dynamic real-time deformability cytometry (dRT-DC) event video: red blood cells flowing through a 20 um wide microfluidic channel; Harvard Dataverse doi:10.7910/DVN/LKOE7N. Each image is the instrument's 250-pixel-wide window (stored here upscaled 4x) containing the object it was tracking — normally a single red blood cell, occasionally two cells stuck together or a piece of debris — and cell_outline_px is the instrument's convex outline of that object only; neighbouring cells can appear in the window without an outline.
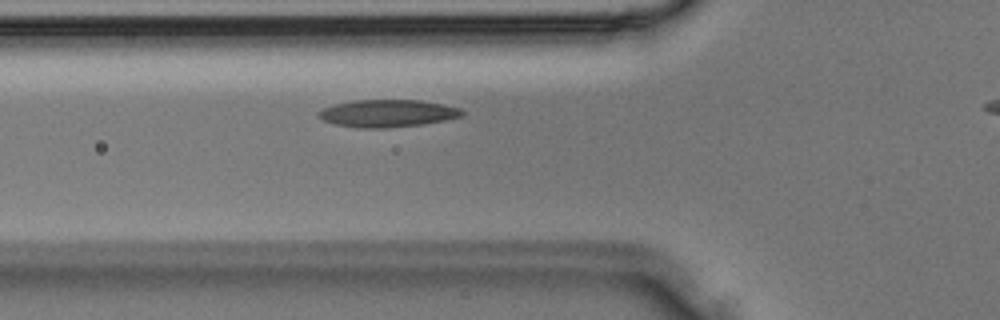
{"species": "Egyptian fruit bat (a non-hibernating species)", "species_latin": "Rousettus aegyptiacus", "temperature_condition": "room temperature", "stored_images_in_passage": 24, "camera_frame_rate_fps": 3000, "um_per_image_px": 0.085, "animal": {"sex": "male"}, "frame": {"image": 1, "passage_image": 5, "time_ms": 1.333, "image_size_px": [1000, 320], "cell_outline_px": [[464, 116], [424, 124], [384, 128], [360, 128], [332, 124], [316, 116], [316, 112], [320, 108], [332, 104], [352, 100], [420, 100], [444, 104], [460, 108], [464, 112]], "centroid_in_image_um": [32.88, 9.63], "position_along_channel_um": 92.9, "area_um2": 23.29}}
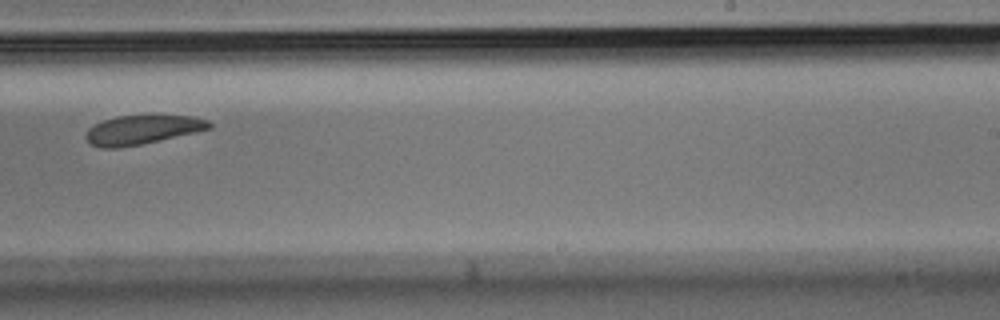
{"frame": {"image": 2, "passage_image": 15, "time_ms": 4.667, "image_size_px": [1000, 320], "cell_outline_px": [[212, 128], [196, 132], [140, 144], [116, 148], [100, 148], [92, 144], [84, 136], [84, 132], [88, 128], [104, 120], [120, 116], [192, 116], [208, 120], [212, 124]], "centroid_in_image_um": [12.08, 11.03], "position_along_channel_um": 276.9, "area_um2": 20.58}}
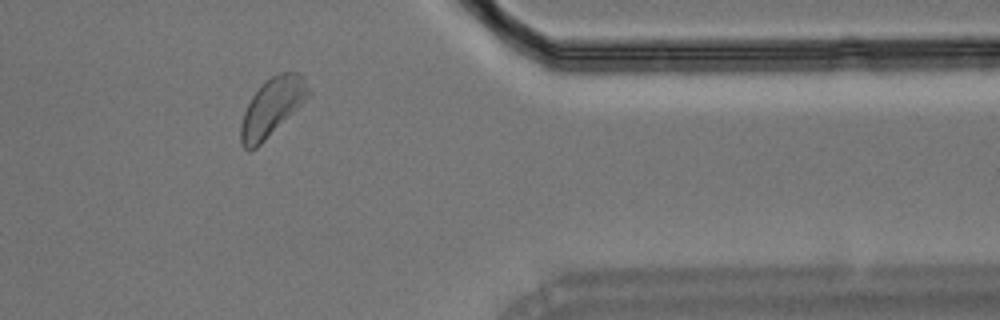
{"frame": {"image": 3, "passage_image": 22, "time_ms": 7.0, "image_size_px": [1000, 320], "cell_outline_px": [[308, 96], [256, 148], [248, 152], [240, 144], [240, 124], [244, 112], [252, 96], [264, 80], [276, 72], [292, 68], [304, 76], [308, 88]], "centroid_in_image_um": [23.08, 9.03], "position_along_channel_um": 388.3, "area_um2": 22.72}}